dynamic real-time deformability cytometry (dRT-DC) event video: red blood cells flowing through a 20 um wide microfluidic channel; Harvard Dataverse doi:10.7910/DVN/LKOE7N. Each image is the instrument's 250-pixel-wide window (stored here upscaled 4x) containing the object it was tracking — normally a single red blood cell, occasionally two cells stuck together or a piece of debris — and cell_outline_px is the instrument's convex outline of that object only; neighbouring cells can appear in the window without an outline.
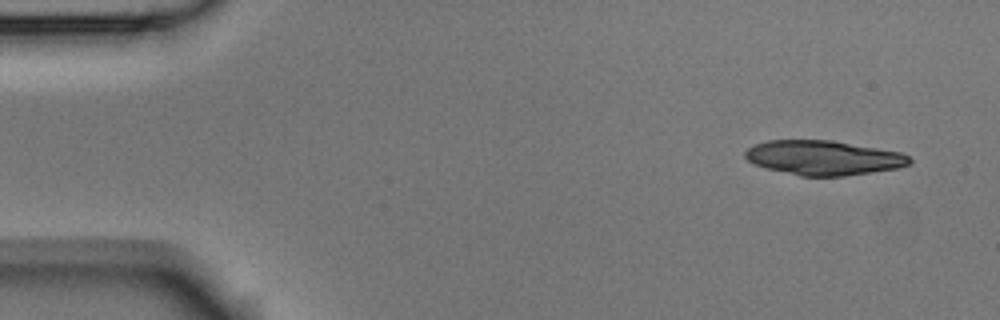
{"species": "Egyptian fruit bat (a non-hibernating species)", "species_latin": "Rousettus aegyptiacus", "temperature_condition": "room temperature", "stored_images_in_passage": 5, "camera_frame_rate_fps": 3000, "um_per_image_px": 0.085, "animal": {"sex": "male"}, "frame": {"image": 1, "passage_image": 1, "time_ms": 0.0, "image_size_px": [1000, 320], "cell_outline_px": [[912, 160], [908, 164], [900, 168], [844, 176], [800, 176], [764, 168], [752, 164], [744, 156], [744, 152], [748, 148], [756, 144], [768, 140], [832, 140], [900, 152], [908, 156]], "centroid_in_image_um": [69.97, 13.41], "position_along_channel_um": 15.0, "area_um2": 33.18}}
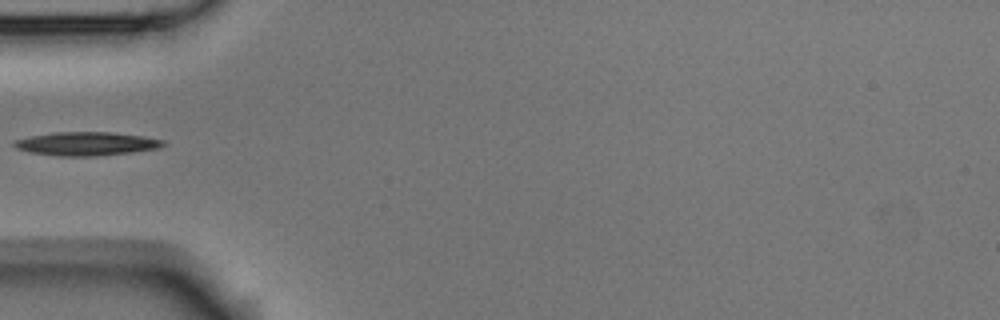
{"frame": {"image": 2, "passage_image": 5, "time_ms": 1.333, "image_size_px": [1000, 320], "cell_outline_px": [[168, 144], [160, 148], [132, 152], [100, 156], [56, 156], [28, 152], [16, 148], [12, 144], [16, 140], [32, 136], [56, 132], [112, 132], [144, 136], [164, 140]], "centroid_in_image_um": [7.4, 12.22], "position_along_channel_um": 77.6, "area_um2": 20.63}}